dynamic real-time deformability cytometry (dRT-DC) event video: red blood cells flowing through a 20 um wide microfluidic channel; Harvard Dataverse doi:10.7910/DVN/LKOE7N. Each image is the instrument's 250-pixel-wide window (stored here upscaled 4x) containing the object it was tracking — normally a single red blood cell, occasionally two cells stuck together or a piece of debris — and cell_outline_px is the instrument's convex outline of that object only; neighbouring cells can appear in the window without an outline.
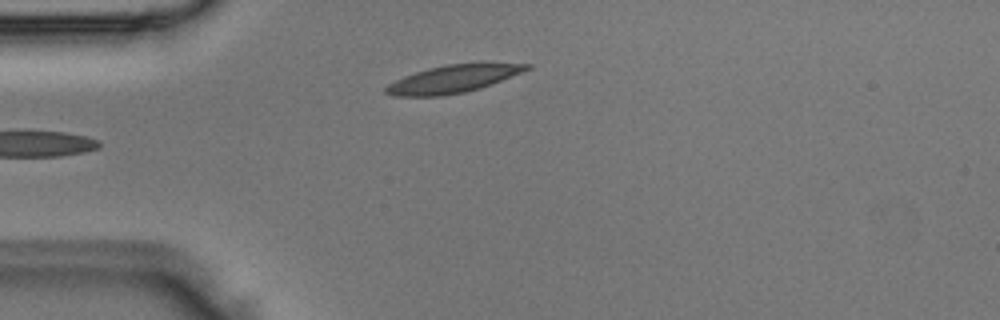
{"species": "Egyptian fruit bat (a non-hibernating species)", "species_latin": "Rousettus aegyptiacus", "temperature_condition": "room temperature", "stored_images_in_passage": 4, "camera_frame_rate_fps": 3000, "um_per_image_px": 0.085, "animal": {"sex": "male"}, "frame": {"image": 1, "passage_image": 4, "time_ms": 1.0, "image_size_px": [1000, 320], "cell_outline_px": [[532, 68], [492, 84], [480, 88], [464, 92], [440, 96], [396, 96], [384, 92], [384, 88], [388, 84], [404, 76], [428, 68], [448, 64], [480, 60], [484, 60], [532, 64]], "centroid_in_image_um": [38.63, 6.65], "position_along_channel_um": 46.4, "area_um2": 23.47}}